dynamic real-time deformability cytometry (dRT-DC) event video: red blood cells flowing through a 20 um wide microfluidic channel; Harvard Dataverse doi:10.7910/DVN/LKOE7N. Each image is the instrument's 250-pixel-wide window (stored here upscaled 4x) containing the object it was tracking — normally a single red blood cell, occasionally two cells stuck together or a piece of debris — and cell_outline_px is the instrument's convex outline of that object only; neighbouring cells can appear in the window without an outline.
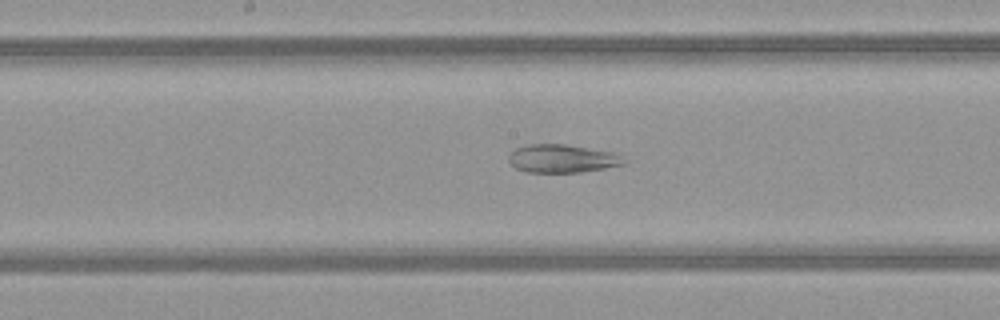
{"species": "common noctule bat (a hibernating species)", "species_latin": "Nyctalus noctula", "temperature_condition": "warm", "stored_images_in_passage": 28, "camera_frame_rate_fps": 3000, "um_per_image_px": 0.085, "animal": {"sex": "female", "body_mass_g": 21.9}, "frame": {"image": 1, "passage_image": 14, "time_ms": 4.333, "image_size_px": [1000, 320], "cell_outline_px": [[628, 160], [624, 164], [604, 168], [580, 172], [528, 172], [516, 168], [508, 160], [508, 156], [516, 148], [528, 144], [568, 144], [612, 152]], "centroid_in_image_um": [47.79, 13.47], "position_along_channel_um": 200.4, "area_um2": 18.84}}
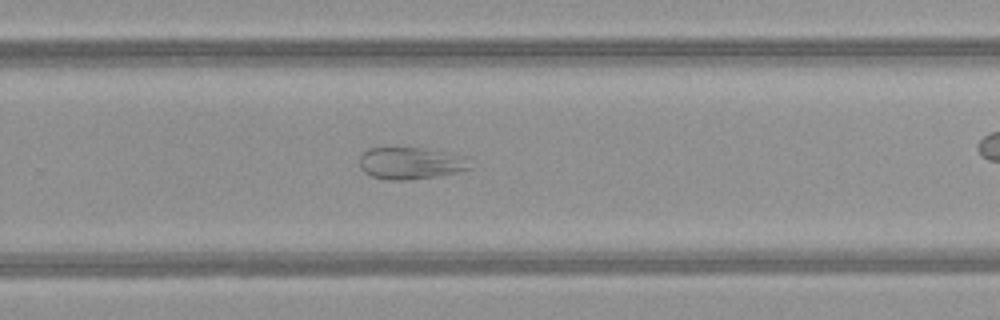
{"frame": {"image": 2, "passage_image": 21, "time_ms": 6.667, "image_size_px": [1000, 320], "cell_outline_px": [[468, 168], [456, 172], [436, 176], [408, 180], [388, 180], [372, 176], [364, 172], [360, 168], [360, 156], [368, 148], [424, 148], [452, 152]], "centroid_in_image_um": [34.75, 13.87], "position_along_channel_um": 295.0, "area_um2": 19.94}}
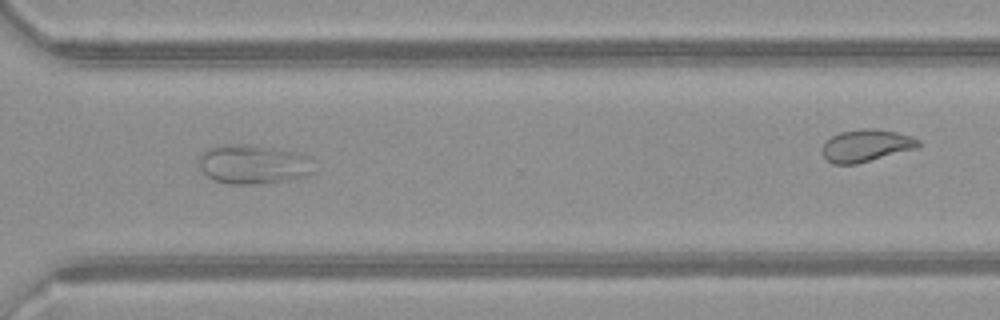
{"frame": {"image": 3, "passage_image": 25, "time_ms": 8.0, "image_size_px": [1000, 320], "cell_outline_px": [[312, 172], [308, 176], [284, 180], [256, 184], [228, 184], [212, 180], [200, 168], [200, 152], [204, 148], [220, 144], [248, 144], [272, 148], [292, 152], [308, 156], [312, 160]], "centroid_in_image_um": [21.46, 13.95], "position_along_channel_um": 349.1, "area_um2": 26.36}}